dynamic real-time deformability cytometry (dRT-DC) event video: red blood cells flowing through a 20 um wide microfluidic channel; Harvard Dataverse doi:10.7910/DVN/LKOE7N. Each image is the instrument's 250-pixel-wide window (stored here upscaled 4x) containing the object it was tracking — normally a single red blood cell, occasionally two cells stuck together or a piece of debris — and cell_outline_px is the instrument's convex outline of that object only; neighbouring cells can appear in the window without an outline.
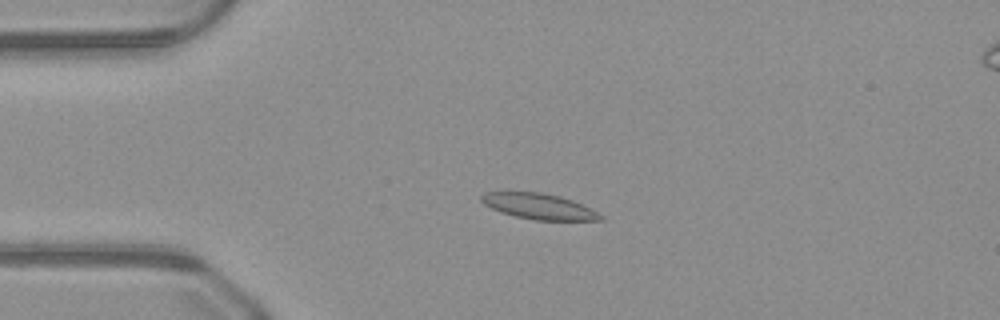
{"species": "common noctule bat (a hibernating species)", "species_latin": "Nyctalus noctula", "temperature_condition": "warm", "stored_images_in_passage": 50, "camera_frame_rate_fps": 3000, "um_per_image_px": 0.085, "animal": {"sex": "male", "body_mass_g": 23.1, "forearm_length_mm": 52.7}, "frame": {"image": 1, "passage_image": 12, "time_ms": 3.667, "image_size_px": [1000, 320], "cell_outline_px": [[604, 220], [536, 220], [516, 216], [500, 212], [484, 204], [480, 200], [480, 196], [484, 192], [504, 188], [508, 188], [540, 192], [560, 196], [572, 200], [604, 216]], "centroid_in_image_um": [45.66, 17.47], "position_along_channel_um": 39.3, "area_um2": 18.5}}
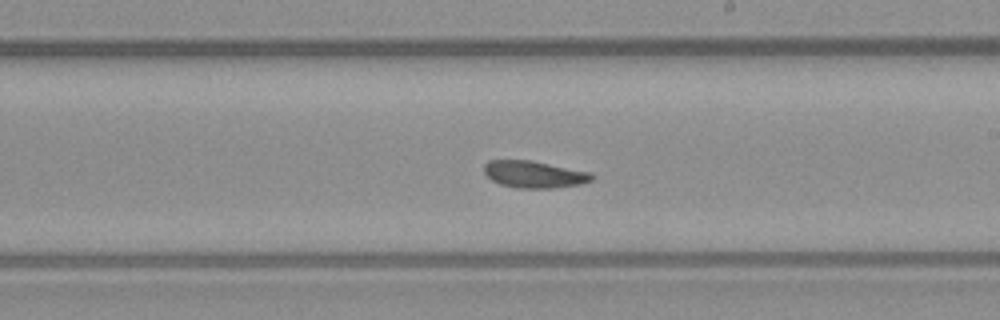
{"frame": {"image": 2, "passage_image": 29, "time_ms": 9.333, "image_size_px": [1000, 320], "cell_outline_px": [[596, 176], [592, 180], [580, 184], [552, 188], [516, 188], [500, 184], [492, 180], [484, 172], [484, 164], [488, 160], [532, 160], [592, 172]], "centroid_in_image_um": [45.43, 14.81], "position_along_channel_um": 243.6, "area_um2": 17.11}}
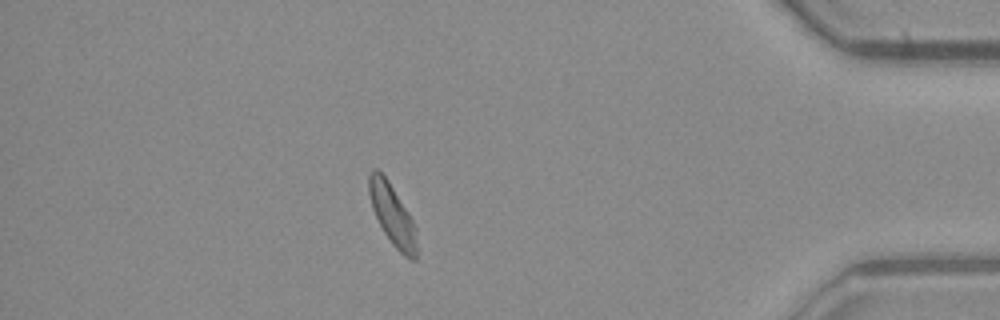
{"frame": {"image": 3, "passage_image": 44, "time_ms": 14.333, "image_size_px": [1000, 320], "cell_outline_px": [[416, 260], [408, 260], [392, 244], [384, 232], [372, 208], [368, 192], [368, 176], [372, 168], [376, 168], [388, 180], [408, 212], [416, 228]], "centroid_in_image_um": [33.34, 18.25], "position_along_channel_um": 401.9, "area_um2": 16.82}}